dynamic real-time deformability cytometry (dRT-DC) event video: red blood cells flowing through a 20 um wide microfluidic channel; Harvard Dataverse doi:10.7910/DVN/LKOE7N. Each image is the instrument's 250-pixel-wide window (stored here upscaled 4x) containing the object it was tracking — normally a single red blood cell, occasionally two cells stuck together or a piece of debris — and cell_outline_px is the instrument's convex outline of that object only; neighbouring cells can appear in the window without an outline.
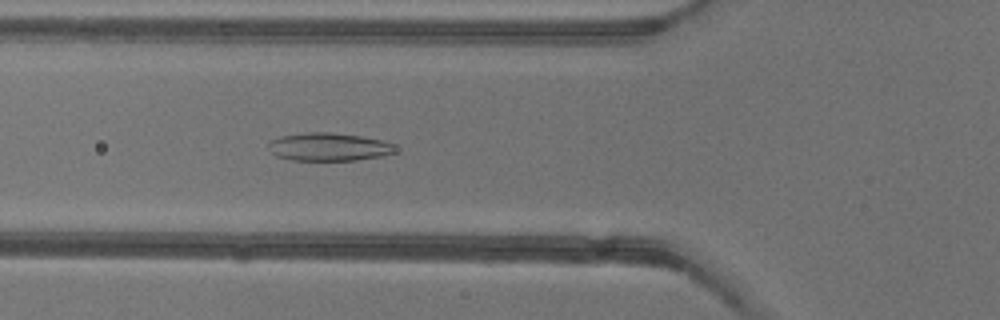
{"species": "common noctule bat (a hibernating species)", "species_latin": "Nyctalus noctula", "temperature_condition": "warm", "stored_images_in_passage": 51, "camera_frame_rate_fps": 3000, "um_per_image_px": 0.085, "animal": {"sex": "female"}, "frame": {"image": 1, "passage_image": 18, "time_ms": 5.667, "image_size_px": [1000, 320], "cell_outline_px": [[396, 152], [380, 156], [356, 160], [292, 160], [276, 156], [272, 152], [268, 144], [272, 140], [280, 136], [304, 132], [332, 132], [360, 136], [384, 140], [392, 144]], "centroid_in_image_um": [27.94, 12.47], "position_along_channel_um": 97.9, "area_um2": 20.63}}
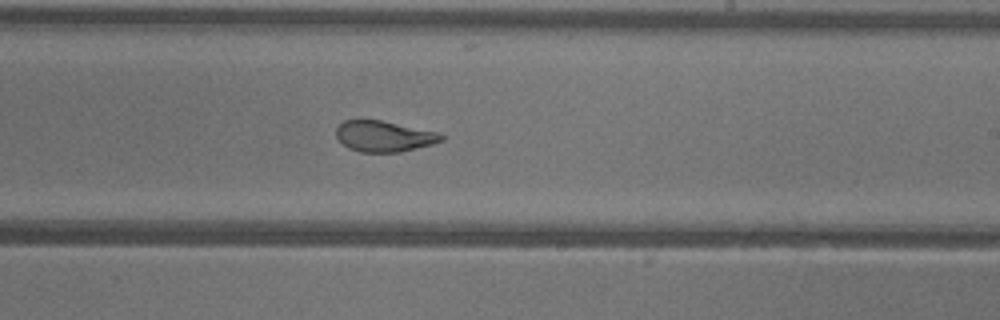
{"frame": {"image": 2, "passage_image": 30, "time_ms": 9.667, "image_size_px": [1000, 320], "cell_outline_px": [[444, 140], [432, 144], [400, 152], [360, 152], [348, 148], [336, 136], [336, 128], [344, 120], [380, 120], [440, 132], [444, 136]], "centroid_in_image_um": [32.66, 11.58], "position_along_channel_um": 256.3, "area_um2": 18.9}}
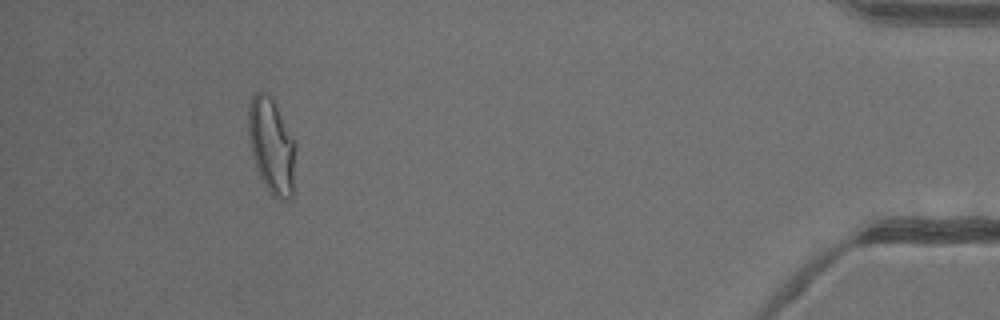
{"frame": {"image": 3, "passage_image": 47, "time_ms": 15.333, "image_size_px": [1000, 320], "cell_outline_px": [[296, 144], [292, 196], [288, 200], [280, 200], [272, 196], [268, 192], [260, 176], [252, 156], [248, 136], [248, 108], [252, 96], [256, 92], [264, 92], [272, 96]], "centroid_in_image_um": [23.08, 12.4], "position_along_channel_um": 412.1, "area_um2": 26.47}, "authors_computed_cell_mechanics": {"area_um2": 22.5998, "velocity_mm_per_s": 3.9565, "shape_relaxation_time_tau1_ms": 11.1136, "shape_relaxation_time_tau2_ms": 1.4803, "deformation_change_tau1": 0.2743, "deformation_change_tau2": 0.0945}}